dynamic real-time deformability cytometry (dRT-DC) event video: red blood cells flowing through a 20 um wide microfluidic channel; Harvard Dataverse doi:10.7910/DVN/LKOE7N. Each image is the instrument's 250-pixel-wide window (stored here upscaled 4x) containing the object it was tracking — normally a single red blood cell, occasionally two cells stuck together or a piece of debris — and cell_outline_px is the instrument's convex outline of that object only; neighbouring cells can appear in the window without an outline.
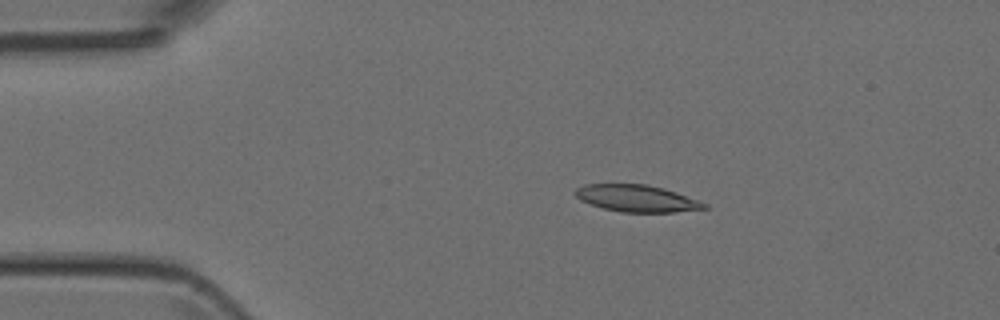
{"species": "Egyptian fruit bat (a non-hibernating species)", "species_latin": "Rousettus aegyptiacus", "temperature_condition": "room temperature", "stored_images_in_passage": 5, "camera_frame_rate_fps": 3000, "um_per_image_px": 0.085, "animal": {"sex": "female"}, "frame": {"image": 1, "passage_image": 3, "time_ms": 2.333, "image_size_px": [1000, 320], "cell_outline_px": [[708, 208], [676, 212], [620, 212], [604, 208], [580, 200], [572, 192], [576, 188], [584, 184], [644, 184], [664, 188], [676, 192], [708, 204]], "centroid_in_image_um": [54.11, 16.86], "position_along_channel_um": 30.9, "area_um2": 20.17}}
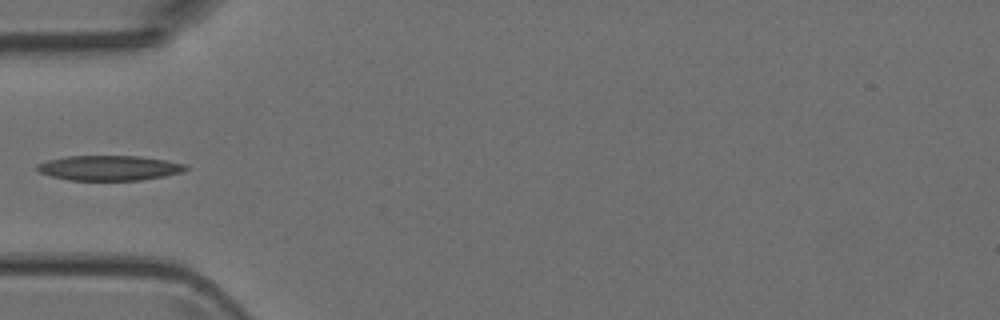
{"frame": {"image": 2, "passage_image": 5, "time_ms": 4.667, "image_size_px": [1000, 320], "cell_outline_px": [[188, 168], [184, 172], [164, 176], [140, 180], [68, 180], [52, 176], [40, 172], [36, 168], [36, 164], [48, 160], [64, 156], [140, 156], [168, 160], [184, 164]], "centroid_in_image_um": [9.29, 14.27], "position_along_channel_um": 75.7, "area_um2": 21.68}}